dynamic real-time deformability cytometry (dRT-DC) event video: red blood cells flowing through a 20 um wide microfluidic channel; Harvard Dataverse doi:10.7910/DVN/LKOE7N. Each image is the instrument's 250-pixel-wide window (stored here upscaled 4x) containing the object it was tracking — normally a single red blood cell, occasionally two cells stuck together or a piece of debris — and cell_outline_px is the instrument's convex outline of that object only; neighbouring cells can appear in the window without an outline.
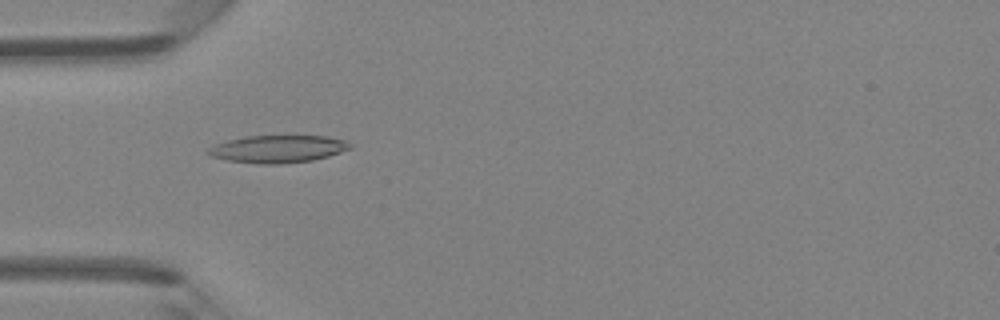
{"species": "Egyptian fruit bat (a non-hibernating species)", "species_latin": "Rousettus aegyptiacus", "temperature_condition": "room temperature", "stored_images_in_passage": 47, "camera_frame_rate_fps": 3000, "um_per_image_px": 0.085, "animal": {"sex": "female"}, "frame": {"image": 1, "passage_image": 15, "time_ms": 4.667, "image_size_px": [1000, 320], "cell_outline_px": [[352, 148], [328, 156], [312, 160], [280, 164], [260, 164], [228, 160], [212, 156], [204, 152], [208, 148], [216, 144], [228, 140], [248, 136], [328, 136], [348, 140], [352, 144]], "centroid_in_image_um": [23.65, 12.66], "position_along_channel_um": 61.3, "area_um2": 22.72}}
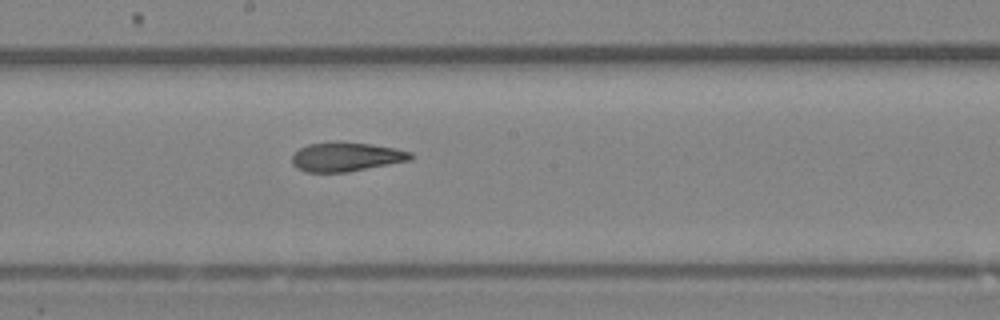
{"frame": {"image": 2, "passage_image": 26, "time_ms": 8.333, "image_size_px": [1000, 320], "cell_outline_px": [[412, 160], [348, 172], [308, 172], [296, 168], [292, 164], [292, 156], [300, 148], [308, 144], [332, 140], [336, 140], [368, 144], [392, 148], [412, 152]], "centroid_in_image_um": [29.39, 13.32], "position_along_channel_um": 218.8, "area_um2": 20.29}}
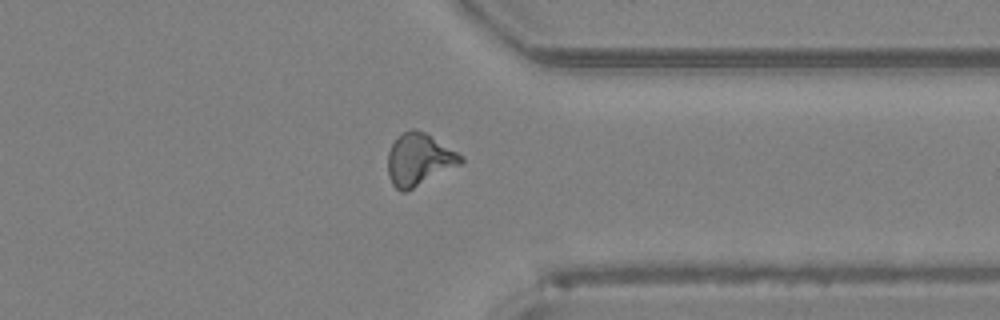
{"frame": {"image": 3, "passage_image": 37, "time_ms": 12.0, "image_size_px": [1000, 320], "cell_outline_px": [[464, 160], [460, 164], [404, 192], [400, 192], [392, 184], [388, 176], [388, 152], [392, 144], [404, 132], [412, 128], [416, 128], [424, 132], [464, 156]], "centroid_in_image_um": [35.6, 13.55], "position_along_channel_um": 375.8, "area_um2": 21.73}, "authors_computed_cell_mechanics": {"area_um2": 20.9814, "velocity_mm_per_s": 4.3557, "shape_relaxation_time_tau1_ms": 4.6067, "shape_relaxation_time_tau2_ms": 2.841, "deformation_change_tau1": 0.185, "deformation_change_tau2": 0.1307}}